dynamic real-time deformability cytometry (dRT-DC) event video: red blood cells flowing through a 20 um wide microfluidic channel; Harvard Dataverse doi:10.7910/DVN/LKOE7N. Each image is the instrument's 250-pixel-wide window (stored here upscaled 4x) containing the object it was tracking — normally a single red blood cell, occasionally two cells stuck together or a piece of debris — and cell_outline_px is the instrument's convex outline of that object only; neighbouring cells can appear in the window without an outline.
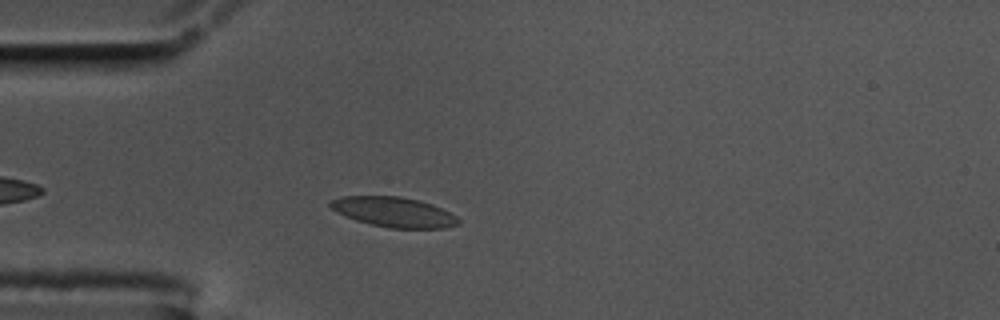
{"species": "common noctule bat (a hibernating species)", "species_latin": "Nyctalus noctula", "temperature_condition": "cold", "stored_images_in_passage": 44, "camera_frame_rate_fps": 3000, "um_per_image_px": 0.085, "animal": {"sex": "male", "body_mass_g": 17.5, "forearm_length_mm": 52.3}, "frame": {"image": 1, "passage_image": 5, "time_ms": 1.333, "image_size_px": [1000, 320], "cell_outline_px": [[460, 224], [444, 228], [388, 228], [356, 220], [332, 208], [328, 204], [332, 200], [340, 196], [400, 196], [432, 204], [456, 216], [460, 220]], "centroid_in_image_um": [33.51, 18.02], "position_along_channel_um": 51.5, "area_um2": 22.02}}
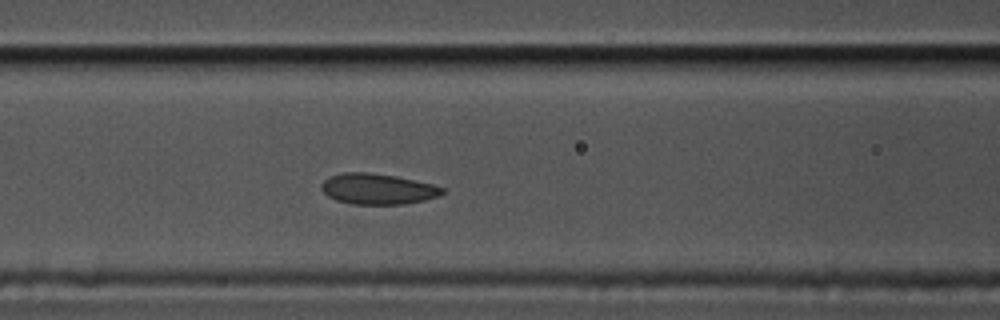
{"frame": {"image": 2, "passage_image": 13, "time_ms": 4.0, "image_size_px": [1000, 320], "cell_outline_px": [[444, 192], [440, 196], [424, 200], [404, 204], [352, 204], [336, 200], [328, 196], [320, 188], [320, 184], [328, 176], [340, 172], [368, 172], [396, 176], [432, 184], [444, 188]], "centroid_in_image_um": [32.07, 16.05], "position_along_channel_um": 134.5, "area_um2": 21.79}}
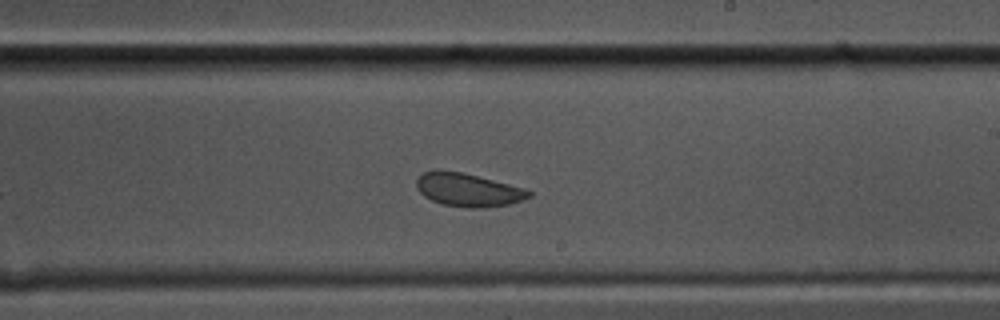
{"frame": {"image": 3, "passage_image": 23, "time_ms": 7.333, "image_size_px": [1000, 320], "cell_outline_px": [[532, 196], [508, 204], [480, 208], [468, 208], [444, 204], [432, 200], [424, 196], [416, 188], [416, 180], [424, 172], [436, 168], [460, 172], [524, 188], [532, 192]], "centroid_in_image_um": [39.74, 16.13], "position_along_channel_um": 249.3, "area_um2": 21.56}, "authors_computed_cell_mechanics": {"area_um2": 22.0507, "velocity_mm_per_s": 3.4514, "shape_relaxation_time_tau1_ms": 3.454, "shape_relaxation_time_tau2_ms": 1.7194, "deformation_change_tau1": 0.0901, "deformation_change_tau2": 0.0572}}